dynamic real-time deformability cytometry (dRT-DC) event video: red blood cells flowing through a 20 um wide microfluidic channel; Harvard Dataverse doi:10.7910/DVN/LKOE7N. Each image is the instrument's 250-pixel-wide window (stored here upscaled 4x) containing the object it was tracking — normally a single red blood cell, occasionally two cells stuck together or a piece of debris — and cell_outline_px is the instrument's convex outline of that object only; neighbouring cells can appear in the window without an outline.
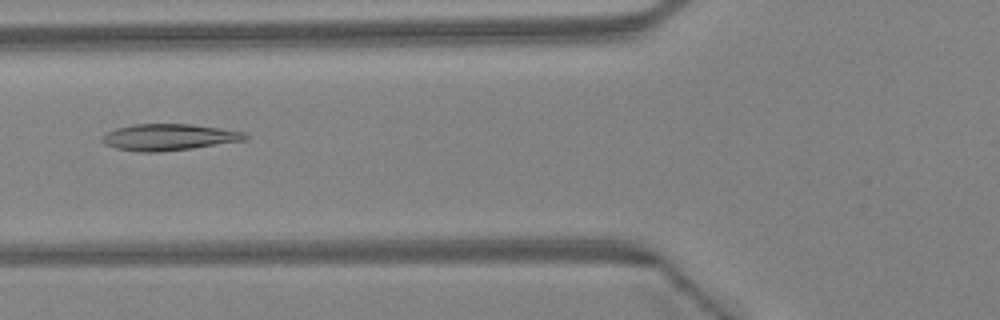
{"species": "Egyptian fruit bat (a non-hibernating species)", "species_latin": "Rousettus aegyptiacus", "temperature_condition": "warm", "stored_images_in_passage": 45, "camera_frame_rate_fps": 3000, "um_per_image_px": 0.085, "animal": {"sex": "female"}, "frame": {"image": 1, "passage_image": 18, "time_ms": 5.667, "image_size_px": [1000, 320], "cell_outline_px": [[248, 140], [192, 148], [160, 152], [140, 152], [116, 148], [104, 144], [100, 140], [100, 136], [116, 128], [132, 124], [192, 124], [220, 128], [244, 132], [248, 136]], "centroid_in_image_um": [14.34, 11.66], "position_along_channel_um": 111.5, "area_um2": 22.2}}
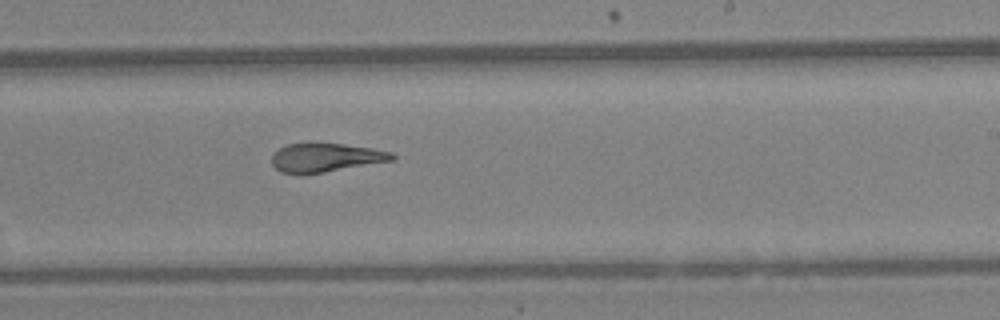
{"frame": {"image": 2, "passage_image": 28, "time_ms": 9.0, "image_size_px": [1000, 320], "cell_outline_px": [[396, 156], [392, 160], [324, 172], [280, 172], [272, 164], [272, 156], [280, 148], [288, 144], [308, 140], [316, 140], [372, 148], [392, 152]], "centroid_in_image_um": [27.67, 13.32], "position_along_channel_um": 261.3, "area_um2": 20.29}}
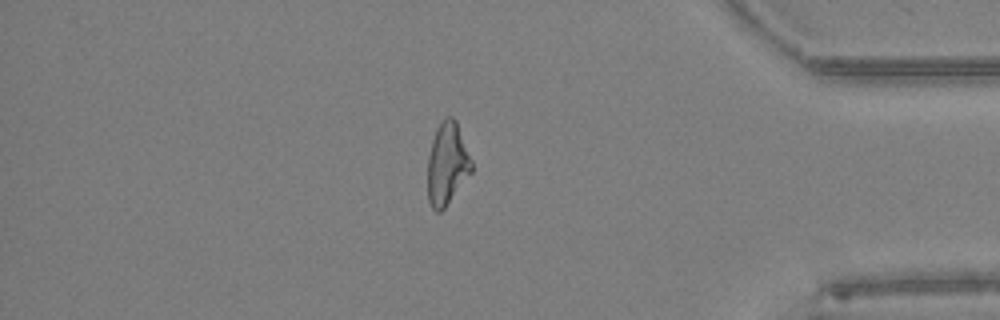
{"frame": {"image": 3, "passage_image": 39, "time_ms": 12.667, "image_size_px": [1000, 320], "cell_outline_px": [[472, 172], [444, 208], [440, 212], [436, 212], [432, 208], [428, 200], [428, 156], [432, 140], [436, 128], [440, 120], [448, 116], [452, 116], [456, 120], [472, 160]], "centroid_in_image_um": [38.0, 13.9], "position_along_channel_um": 397.2, "area_um2": 21.1}, "authors_computed_cell_mechanics": {"area_um2": 22.1952, "velocity_mm_per_s": 4.5287, "shape_relaxation_time_tau1_ms": 8.7312, "shape_relaxation_time_tau2_ms": 2.254, "deformation_change_tau1": 0.2814, "deformation_change_tau2": 0.1205}}